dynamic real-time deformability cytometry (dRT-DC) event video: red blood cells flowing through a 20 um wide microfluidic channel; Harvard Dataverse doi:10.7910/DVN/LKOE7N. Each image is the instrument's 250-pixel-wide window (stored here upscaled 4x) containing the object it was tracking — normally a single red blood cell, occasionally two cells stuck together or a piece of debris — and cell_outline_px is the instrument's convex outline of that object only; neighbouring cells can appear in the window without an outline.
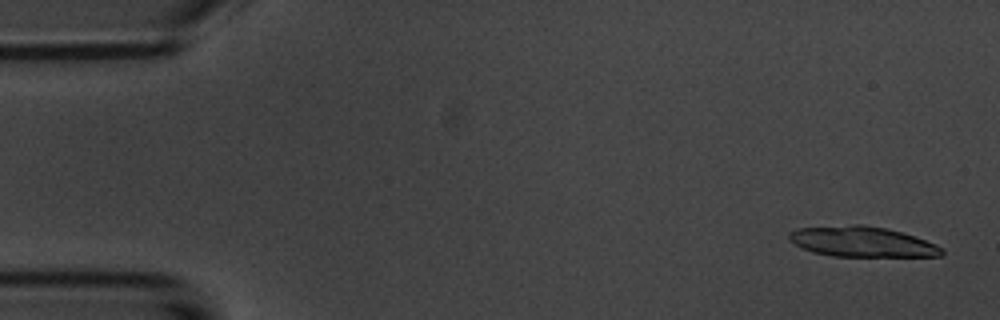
{"species": "common noctule bat (a hibernating species)", "species_latin": "Nyctalus noctula", "temperature_condition": "room temperature", "stored_images_in_passage": 40, "camera_frame_rate_fps": 3000, "um_per_image_px": 0.085, "animal": {"sex": "male", "body_mass_g": 20.1, "forearm_length_mm": 53.5}, "frame": {"image": 1, "passage_image": 2, "time_ms": 0.333, "image_size_px": [1000, 320], "cell_outline_px": [[944, 252], [940, 256], [832, 256], [812, 252], [788, 240], [788, 232], [796, 228], [852, 224], [864, 224], [884, 228], [900, 232], [936, 244], [944, 248]], "centroid_in_image_um": [73.23, 20.54], "position_along_channel_um": 11.8, "area_um2": 26.93}}
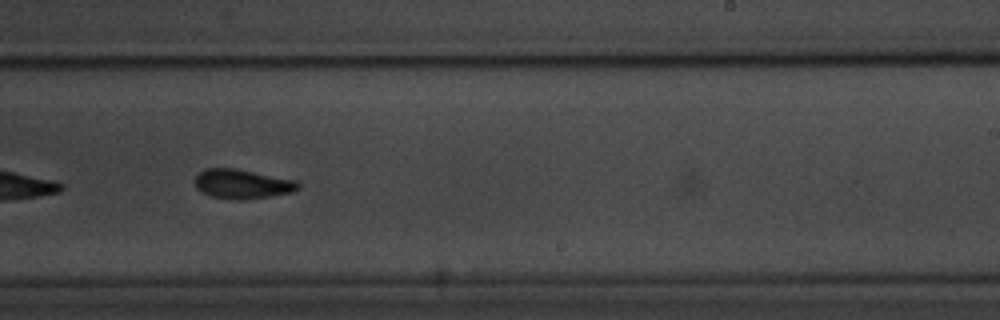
{"frame": {"image": 2, "passage_image": 33, "time_ms": 10.667, "image_size_px": [1000, 320], "cell_outline_px": [[300, 188], [292, 192], [244, 200], [236, 200], [212, 196], [196, 188], [196, 172], [204, 168], [236, 168], [296, 180], [300, 184]], "centroid_in_image_um": [20.59, 15.62], "position_along_channel_um": 268.4, "area_um2": 17.69}}